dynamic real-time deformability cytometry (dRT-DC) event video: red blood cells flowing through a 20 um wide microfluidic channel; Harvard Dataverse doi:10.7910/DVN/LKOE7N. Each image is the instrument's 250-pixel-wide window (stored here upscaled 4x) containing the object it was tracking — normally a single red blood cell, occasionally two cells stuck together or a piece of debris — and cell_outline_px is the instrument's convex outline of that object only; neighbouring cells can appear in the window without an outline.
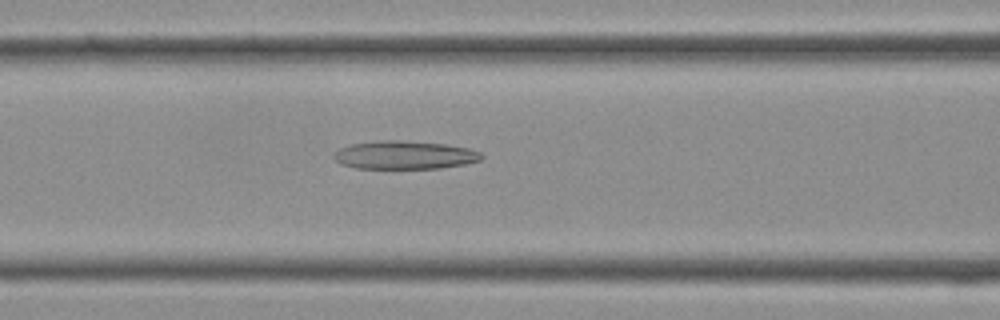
{"species": "Egyptian fruit bat (a non-hibernating species)", "species_latin": "Rousettus aegyptiacus", "temperature_condition": "cold", "stored_images_in_passage": 30, "camera_frame_rate_fps": 3000, "um_per_image_px": 0.085, "frame": {"image": 1, "passage_image": 8, "time_ms": 2.333, "image_size_px": [1000, 320], "cell_outline_px": [[484, 156], [480, 160], [464, 164], [440, 168], [356, 168], [340, 164], [332, 156], [332, 152], [340, 148], [352, 144], [376, 140], [400, 140], [448, 144], [468, 148], [480, 152]], "centroid_in_image_um": [34.36, 13.17], "position_along_channel_um": 132.2, "area_um2": 24.45}}
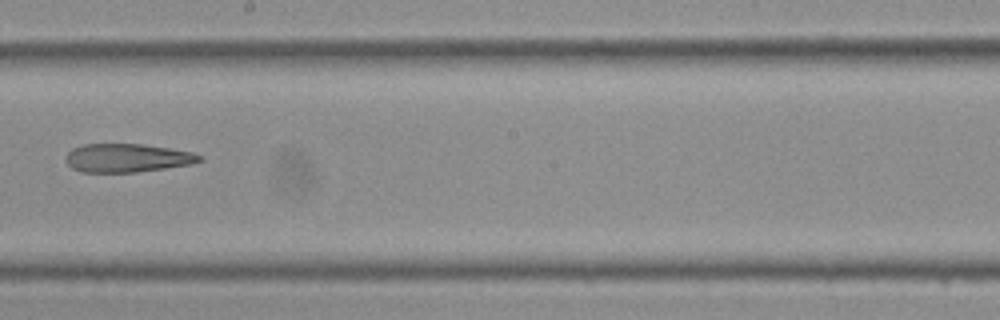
{"frame": {"image": 2, "passage_image": 14, "time_ms": 4.333, "image_size_px": [1000, 320], "cell_outline_px": [[204, 160], [192, 164], [136, 172], [80, 172], [72, 168], [64, 160], [64, 156], [72, 148], [80, 144], [140, 144], [168, 148], [192, 152], [204, 156]], "centroid_in_image_um": [10.79, 13.42], "position_along_channel_um": 237.4, "area_um2": 22.37}}
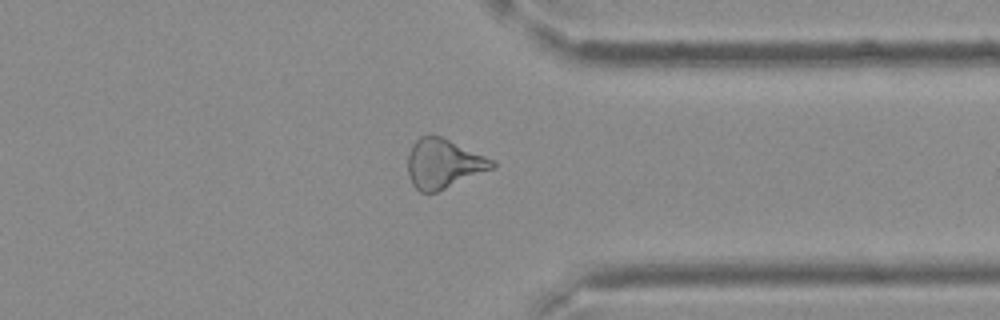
{"frame": {"image": 3, "passage_image": 22, "time_ms": 7.0, "image_size_px": [1000, 320], "cell_outline_px": [[496, 168], [436, 192], [420, 192], [412, 184], [408, 172], [408, 156], [412, 144], [420, 136], [440, 136], [496, 160]], "centroid_in_image_um": [37.73, 13.92], "position_along_channel_um": 373.7, "area_um2": 24.28}}